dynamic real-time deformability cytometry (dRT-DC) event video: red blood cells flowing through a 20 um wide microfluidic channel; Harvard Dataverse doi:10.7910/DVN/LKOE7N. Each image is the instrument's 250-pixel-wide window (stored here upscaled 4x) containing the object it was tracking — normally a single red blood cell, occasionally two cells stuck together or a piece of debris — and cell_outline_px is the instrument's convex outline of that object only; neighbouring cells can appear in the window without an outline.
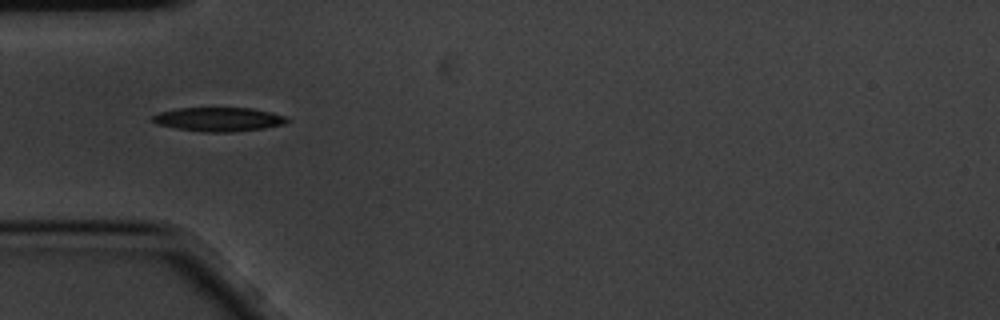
{"species": "common noctule bat (a hibernating species)", "species_latin": "Nyctalus noctula", "temperature_condition": "cold", "stored_images_in_passage": 7, "camera_frame_rate_fps": 3000, "um_per_image_px": 0.085, "animal": {"sex": "male", "body_mass_g": 20.1, "forearm_length_mm": 53.5}, "frame": {"image": 1, "passage_image": 6, "time_ms": 1.667, "image_size_px": [1000, 320], "cell_outline_px": [[288, 120], [284, 124], [264, 128], [232, 132], [204, 132], [176, 128], [156, 124], [152, 120], [152, 116], [160, 112], [176, 108], [252, 108], [272, 112], [288, 116]], "centroid_in_image_um": [18.6, 10.14], "position_along_channel_um": 66.4, "area_um2": 18.84}}
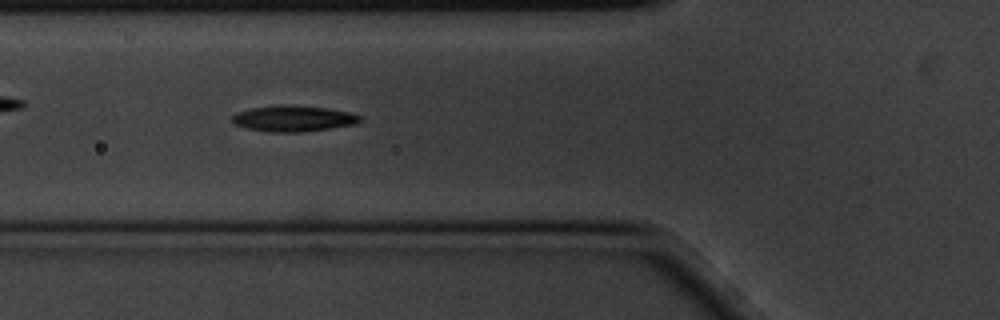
{"frame": {"image": 2, "passage_image": 7, "time_ms": 2.0, "image_size_px": [1000, 320], "cell_outline_px": [[364, 120], [356, 124], [300, 132], [268, 132], [244, 128], [236, 124], [232, 120], [232, 116], [236, 112], [252, 108], [284, 104], [328, 108], [348, 112], [360, 116]], "centroid_in_image_um": [24.92, 10.07], "position_along_channel_um": 100.9, "area_um2": 19.31}}